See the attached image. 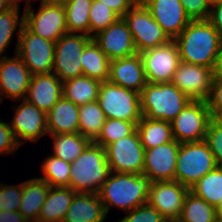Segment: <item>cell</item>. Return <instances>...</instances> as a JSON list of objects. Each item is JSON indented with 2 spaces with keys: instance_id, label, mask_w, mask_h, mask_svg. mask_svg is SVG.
Here are the masks:
<instances>
[{
  "instance_id": "cell-1",
  "label": "cell",
  "mask_w": 222,
  "mask_h": 222,
  "mask_svg": "<svg viewBox=\"0 0 222 222\" xmlns=\"http://www.w3.org/2000/svg\"><path fill=\"white\" fill-rule=\"evenodd\" d=\"M180 61L219 71L222 58V35L208 20L190 21L174 40Z\"/></svg>"
},
{
  "instance_id": "cell-2",
  "label": "cell",
  "mask_w": 222,
  "mask_h": 222,
  "mask_svg": "<svg viewBox=\"0 0 222 222\" xmlns=\"http://www.w3.org/2000/svg\"><path fill=\"white\" fill-rule=\"evenodd\" d=\"M111 172L97 193L104 204L106 214L111 206L131 211L146 204L151 181L144 174Z\"/></svg>"
},
{
  "instance_id": "cell-3",
  "label": "cell",
  "mask_w": 222,
  "mask_h": 222,
  "mask_svg": "<svg viewBox=\"0 0 222 222\" xmlns=\"http://www.w3.org/2000/svg\"><path fill=\"white\" fill-rule=\"evenodd\" d=\"M70 172L69 188L76 193H98L111 174L105 148L91 142L71 163Z\"/></svg>"
},
{
  "instance_id": "cell-4",
  "label": "cell",
  "mask_w": 222,
  "mask_h": 222,
  "mask_svg": "<svg viewBox=\"0 0 222 222\" xmlns=\"http://www.w3.org/2000/svg\"><path fill=\"white\" fill-rule=\"evenodd\" d=\"M176 85L147 83L140 92V109L145 118L171 122L190 102Z\"/></svg>"
},
{
  "instance_id": "cell-5",
  "label": "cell",
  "mask_w": 222,
  "mask_h": 222,
  "mask_svg": "<svg viewBox=\"0 0 222 222\" xmlns=\"http://www.w3.org/2000/svg\"><path fill=\"white\" fill-rule=\"evenodd\" d=\"M216 167L214 156L204 140L183 142L178 151L174 180L190 189Z\"/></svg>"
},
{
  "instance_id": "cell-6",
  "label": "cell",
  "mask_w": 222,
  "mask_h": 222,
  "mask_svg": "<svg viewBox=\"0 0 222 222\" xmlns=\"http://www.w3.org/2000/svg\"><path fill=\"white\" fill-rule=\"evenodd\" d=\"M106 119L135 122L141 120L140 93L109 81L100 84L97 99Z\"/></svg>"
},
{
  "instance_id": "cell-7",
  "label": "cell",
  "mask_w": 222,
  "mask_h": 222,
  "mask_svg": "<svg viewBox=\"0 0 222 222\" xmlns=\"http://www.w3.org/2000/svg\"><path fill=\"white\" fill-rule=\"evenodd\" d=\"M15 53L33 75L53 71L55 42L35 35L24 25L18 30Z\"/></svg>"
},
{
  "instance_id": "cell-8",
  "label": "cell",
  "mask_w": 222,
  "mask_h": 222,
  "mask_svg": "<svg viewBox=\"0 0 222 222\" xmlns=\"http://www.w3.org/2000/svg\"><path fill=\"white\" fill-rule=\"evenodd\" d=\"M123 19L131 31L138 53L171 41L142 2H136Z\"/></svg>"
},
{
  "instance_id": "cell-9",
  "label": "cell",
  "mask_w": 222,
  "mask_h": 222,
  "mask_svg": "<svg viewBox=\"0 0 222 222\" xmlns=\"http://www.w3.org/2000/svg\"><path fill=\"white\" fill-rule=\"evenodd\" d=\"M92 38L85 34L67 33L55 42L53 73L64 82L83 75L80 57Z\"/></svg>"
},
{
  "instance_id": "cell-10",
  "label": "cell",
  "mask_w": 222,
  "mask_h": 222,
  "mask_svg": "<svg viewBox=\"0 0 222 222\" xmlns=\"http://www.w3.org/2000/svg\"><path fill=\"white\" fill-rule=\"evenodd\" d=\"M211 119L206 101L191 100L171 121L173 138L180 143L203 141Z\"/></svg>"
},
{
  "instance_id": "cell-11",
  "label": "cell",
  "mask_w": 222,
  "mask_h": 222,
  "mask_svg": "<svg viewBox=\"0 0 222 222\" xmlns=\"http://www.w3.org/2000/svg\"><path fill=\"white\" fill-rule=\"evenodd\" d=\"M105 150L111 172L143 174L145 149L137 130L107 145Z\"/></svg>"
},
{
  "instance_id": "cell-12",
  "label": "cell",
  "mask_w": 222,
  "mask_h": 222,
  "mask_svg": "<svg viewBox=\"0 0 222 222\" xmlns=\"http://www.w3.org/2000/svg\"><path fill=\"white\" fill-rule=\"evenodd\" d=\"M24 26L46 40L56 42L68 33L64 6L48 4L41 0L37 14L31 9L23 13Z\"/></svg>"
},
{
  "instance_id": "cell-13",
  "label": "cell",
  "mask_w": 222,
  "mask_h": 222,
  "mask_svg": "<svg viewBox=\"0 0 222 222\" xmlns=\"http://www.w3.org/2000/svg\"><path fill=\"white\" fill-rule=\"evenodd\" d=\"M148 83H169L172 81L180 55L174 40L140 53Z\"/></svg>"
},
{
  "instance_id": "cell-14",
  "label": "cell",
  "mask_w": 222,
  "mask_h": 222,
  "mask_svg": "<svg viewBox=\"0 0 222 222\" xmlns=\"http://www.w3.org/2000/svg\"><path fill=\"white\" fill-rule=\"evenodd\" d=\"M189 188L177 181L151 182L147 203L167 220H178Z\"/></svg>"
},
{
  "instance_id": "cell-15",
  "label": "cell",
  "mask_w": 222,
  "mask_h": 222,
  "mask_svg": "<svg viewBox=\"0 0 222 222\" xmlns=\"http://www.w3.org/2000/svg\"><path fill=\"white\" fill-rule=\"evenodd\" d=\"M214 74L209 67L180 61L171 82L191 100L206 101Z\"/></svg>"
},
{
  "instance_id": "cell-16",
  "label": "cell",
  "mask_w": 222,
  "mask_h": 222,
  "mask_svg": "<svg viewBox=\"0 0 222 222\" xmlns=\"http://www.w3.org/2000/svg\"><path fill=\"white\" fill-rule=\"evenodd\" d=\"M92 39L110 61L138 54L131 31L123 17L98 32Z\"/></svg>"
},
{
  "instance_id": "cell-17",
  "label": "cell",
  "mask_w": 222,
  "mask_h": 222,
  "mask_svg": "<svg viewBox=\"0 0 222 222\" xmlns=\"http://www.w3.org/2000/svg\"><path fill=\"white\" fill-rule=\"evenodd\" d=\"M180 142L175 139L145 150L143 174L151 182L174 181Z\"/></svg>"
},
{
  "instance_id": "cell-18",
  "label": "cell",
  "mask_w": 222,
  "mask_h": 222,
  "mask_svg": "<svg viewBox=\"0 0 222 222\" xmlns=\"http://www.w3.org/2000/svg\"><path fill=\"white\" fill-rule=\"evenodd\" d=\"M15 109V116L10 127L21 146L22 139L35 142L40 136L48 134L47 113L38 109L35 105L23 99L22 103Z\"/></svg>"
},
{
  "instance_id": "cell-19",
  "label": "cell",
  "mask_w": 222,
  "mask_h": 222,
  "mask_svg": "<svg viewBox=\"0 0 222 222\" xmlns=\"http://www.w3.org/2000/svg\"><path fill=\"white\" fill-rule=\"evenodd\" d=\"M32 74L22 59L15 53L14 57H0V103L2 94L15 101L25 99ZM2 93V94H1Z\"/></svg>"
},
{
  "instance_id": "cell-20",
  "label": "cell",
  "mask_w": 222,
  "mask_h": 222,
  "mask_svg": "<svg viewBox=\"0 0 222 222\" xmlns=\"http://www.w3.org/2000/svg\"><path fill=\"white\" fill-rule=\"evenodd\" d=\"M142 3L170 40H175L191 21L180 0H143Z\"/></svg>"
},
{
  "instance_id": "cell-21",
  "label": "cell",
  "mask_w": 222,
  "mask_h": 222,
  "mask_svg": "<svg viewBox=\"0 0 222 222\" xmlns=\"http://www.w3.org/2000/svg\"><path fill=\"white\" fill-rule=\"evenodd\" d=\"M108 81L140 93L148 83L140 53L110 61Z\"/></svg>"
},
{
  "instance_id": "cell-22",
  "label": "cell",
  "mask_w": 222,
  "mask_h": 222,
  "mask_svg": "<svg viewBox=\"0 0 222 222\" xmlns=\"http://www.w3.org/2000/svg\"><path fill=\"white\" fill-rule=\"evenodd\" d=\"M63 82L53 72L33 75L25 100L48 113L63 97Z\"/></svg>"
},
{
  "instance_id": "cell-23",
  "label": "cell",
  "mask_w": 222,
  "mask_h": 222,
  "mask_svg": "<svg viewBox=\"0 0 222 222\" xmlns=\"http://www.w3.org/2000/svg\"><path fill=\"white\" fill-rule=\"evenodd\" d=\"M104 204L97 193H77L63 222H104Z\"/></svg>"
},
{
  "instance_id": "cell-24",
  "label": "cell",
  "mask_w": 222,
  "mask_h": 222,
  "mask_svg": "<svg viewBox=\"0 0 222 222\" xmlns=\"http://www.w3.org/2000/svg\"><path fill=\"white\" fill-rule=\"evenodd\" d=\"M50 135L79 133V106L62 97L47 113Z\"/></svg>"
},
{
  "instance_id": "cell-25",
  "label": "cell",
  "mask_w": 222,
  "mask_h": 222,
  "mask_svg": "<svg viewBox=\"0 0 222 222\" xmlns=\"http://www.w3.org/2000/svg\"><path fill=\"white\" fill-rule=\"evenodd\" d=\"M76 194L69 187H50L41 208L38 222H63Z\"/></svg>"
},
{
  "instance_id": "cell-26",
  "label": "cell",
  "mask_w": 222,
  "mask_h": 222,
  "mask_svg": "<svg viewBox=\"0 0 222 222\" xmlns=\"http://www.w3.org/2000/svg\"><path fill=\"white\" fill-rule=\"evenodd\" d=\"M50 185L40 179L34 178L23 182V194L19 212L29 221L38 222V217L46 200Z\"/></svg>"
},
{
  "instance_id": "cell-27",
  "label": "cell",
  "mask_w": 222,
  "mask_h": 222,
  "mask_svg": "<svg viewBox=\"0 0 222 222\" xmlns=\"http://www.w3.org/2000/svg\"><path fill=\"white\" fill-rule=\"evenodd\" d=\"M137 132L144 149H152L174 140L171 122L141 117Z\"/></svg>"
},
{
  "instance_id": "cell-28",
  "label": "cell",
  "mask_w": 222,
  "mask_h": 222,
  "mask_svg": "<svg viewBox=\"0 0 222 222\" xmlns=\"http://www.w3.org/2000/svg\"><path fill=\"white\" fill-rule=\"evenodd\" d=\"M101 81L82 75L63 82V97L80 106L96 101Z\"/></svg>"
},
{
  "instance_id": "cell-29",
  "label": "cell",
  "mask_w": 222,
  "mask_h": 222,
  "mask_svg": "<svg viewBox=\"0 0 222 222\" xmlns=\"http://www.w3.org/2000/svg\"><path fill=\"white\" fill-rule=\"evenodd\" d=\"M83 75L97 79L101 82L108 81L110 59L92 39L84 48L80 57Z\"/></svg>"
},
{
  "instance_id": "cell-30",
  "label": "cell",
  "mask_w": 222,
  "mask_h": 222,
  "mask_svg": "<svg viewBox=\"0 0 222 222\" xmlns=\"http://www.w3.org/2000/svg\"><path fill=\"white\" fill-rule=\"evenodd\" d=\"M53 155L67 162H74L92 142L80 133L52 135Z\"/></svg>"
},
{
  "instance_id": "cell-31",
  "label": "cell",
  "mask_w": 222,
  "mask_h": 222,
  "mask_svg": "<svg viewBox=\"0 0 222 222\" xmlns=\"http://www.w3.org/2000/svg\"><path fill=\"white\" fill-rule=\"evenodd\" d=\"M216 207L188 192L178 222H216Z\"/></svg>"
},
{
  "instance_id": "cell-32",
  "label": "cell",
  "mask_w": 222,
  "mask_h": 222,
  "mask_svg": "<svg viewBox=\"0 0 222 222\" xmlns=\"http://www.w3.org/2000/svg\"><path fill=\"white\" fill-rule=\"evenodd\" d=\"M105 120L97 100L79 106V133L92 142L99 136Z\"/></svg>"
},
{
  "instance_id": "cell-33",
  "label": "cell",
  "mask_w": 222,
  "mask_h": 222,
  "mask_svg": "<svg viewBox=\"0 0 222 222\" xmlns=\"http://www.w3.org/2000/svg\"><path fill=\"white\" fill-rule=\"evenodd\" d=\"M195 196L215 207L222 200V167H216L199 179L191 188Z\"/></svg>"
},
{
  "instance_id": "cell-34",
  "label": "cell",
  "mask_w": 222,
  "mask_h": 222,
  "mask_svg": "<svg viewBox=\"0 0 222 222\" xmlns=\"http://www.w3.org/2000/svg\"><path fill=\"white\" fill-rule=\"evenodd\" d=\"M93 0H72L64 6L68 33L89 36V12Z\"/></svg>"
},
{
  "instance_id": "cell-35",
  "label": "cell",
  "mask_w": 222,
  "mask_h": 222,
  "mask_svg": "<svg viewBox=\"0 0 222 222\" xmlns=\"http://www.w3.org/2000/svg\"><path fill=\"white\" fill-rule=\"evenodd\" d=\"M43 177L50 187H69L71 163L51 155L44 161L42 168Z\"/></svg>"
},
{
  "instance_id": "cell-36",
  "label": "cell",
  "mask_w": 222,
  "mask_h": 222,
  "mask_svg": "<svg viewBox=\"0 0 222 222\" xmlns=\"http://www.w3.org/2000/svg\"><path fill=\"white\" fill-rule=\"evenodd\" d=\"M136 130L135 122L106 119L99 136L93 142L105 148L122 137L132 135Z\"/></svg>"
},
{
  "instance_id": "cell-37",
  "label": "cell",
  "mask_w": 222,
  "mask_h": 222,
  "mask_svg": "<svg viewBox=\"0 0 222 222\" xmlns=\"http://www.w3.org/2000/svg\"><path fill=\"white\" fill-rule=\"evenodd\" d=\"M120 16L98 0H93L89 12V36L92 38L98 32L105 30L116 22Z\"/></svg>"
},
{
  "instance_id": "cell-38",
  "label": "cell",
  "mask_w": 222,
  "mask_h": 222,
  "mask_svg": "<svg viewBox=\"0 0 222 222\" xmlns=\"http://www.w3.org/2000/svg\"><path fill=\"white\" fill-rule=\"evenodd\" d=\"M19 19V9L17 8H10L0 13V55L4 53L7 46H9L17 26L19 25V29L23 26V15L21 19Z\"/></svg>"
},
{
  "instance_id": "cell-39",
  "label": "cell",
  "mask_w": 222,
  "mask_h": 222,
  "mask_svg": "<svg viewBox=\"0 0 222 222\" xmlns=\"http://www.w3.org/2000/svg\"><path fill=\"white\" fill-rule=\"evenodd\" d=\"M204 141L212 152L216 165L222 167V120L212 117Z\"/></svg>"
},
{
  "instance_id": "cell-40",
  "label": "cell",
  "mask_w": 222,
  "mask_h": 222,
  "mask_svg": "<svg viewBox=\"0 0 222 222\" xmlns=\"http://www.w3.org/2000/svg\"><path fill=\"white\" fill-rule=\"evenodd\" d=\"M23 183L17 186L0 184V211H19Z\"/></svg>"
},
{
  "instance_id": "cell-41",
  "label": "cell",
  "mask_w": 222,
  "mask_h": 222,
  "mask_svg": "<svg viewBox=\"0 0 222 222\" xmlns=\"http://www.w3.org/2000/svg\"><path fill=\"white\" fill-rule=\"evenodd\" d=\"M119 222H166L167 220L155 208L148 203L140 205L131 211H128Z\"/></svg>"
},
{
  "instance_id": "cell-42",
  "label": "cell",
  "mask_w": 222,
  "mask_h": 222,
  "mask_svg": "<svg viewBox=\"0 0 222 222\" xmlns=\"http://www.w3.org/2000/svg\"><path fill=\"white\" fill-rule=\"evenodd\" d=\"M206 103L212 117H220L222 115V72L220 71L213 76Z\"/></svg>"
},
{
  "instance_id": "cell-43",
  "label": "cell",
  "mask_w": 222,
  "mask_h": 222,
  "mask_svg": "<svg viewBox=\"0 0 222 222\" xmlns=\"http://www.w3.org/2000/svg\"><path fill=\"white\" fill-rule=\"evenodd\" d=\"M191 21L207 20L210 6L207 0H180Z\"/></svg>"
},
{
  "instance_id": "cell-44",
  "label": "cell",
  "mask_w": 222,
  "mask_h": 222,
  "mask_svg": "<svg viewBox=\"0 0 222 222\" xmlns=\"http://www.w3.org/2000/svg\"><path fill=\"white\" fill-rule=\"evenodd\" d=\"M19 146L10 123L0 121V154L14 153Z\"/></svg>"
},
{
  "instance_id": "cell-45",
  "label": "cell",
  "mask_w": 222,
  "mask_h": 222,
  "mask_svg": "<svg viewBox=\"0 0 222 222\" xmlns=\"http://www.w3.org/2000/svg\"><path fill=\"white\" fill-rule=\"evenodd\" d=\"M123 17L137 2L136 0H98Z\"/></svg>"
},
{
  "instance_id": "cell-46",
  "label": "cell",
  "mask_w": 222,
  "mask_h": 222,
  "mask_svg": "<svg viewBox=\"0 0 222 222\" xmlns=\"http://www.w3.org/2000/svg\"><path fill=\"white\" fill-rule=\"evenodd\" d=\"M207 20L222 35V3L210 7Z\"/></svg>"
},
{
  "instance_id": "cell-47",
  "label": "cell",
  "mask_w": 222,
  "mask_h": 222,
  "mask_svg": "<svg viewBox=\"0 0 222 222\" xmlns=\"http://www.w3.org/2000/svg\"><path fill=\"white\" fill-rule=\"evenodd\" d=\"M0 222H29L19 211H0Z\"/></svg>"
},
{
  "instance_id": "cell-48",
  "label": "cell",
  "mask_w": 222,
  "mask_h": 222,
  "mask_svg": "<svg viewBox=\"0 0 222 222\" xmlns=\"http://www.w3.org/2000/svg\"><path fill=\"white\" fill-rule=\"evenodd\" d=\"M20 1H21V0H7L9 6H10L11 8H17V9H19V2H20ZM30 1H32V0H28V1H27L24 11H26V10H28V9H31V4H29ZM28 2H29V3H28Z\"/></svg>"
},
{
  "instance_id": "cell-49",
  "label": "cell",
  "mask_w": 222,
  "mask_h": 222,
  "mask_svg": "<svg viewBox=\"0 0 222 222\" xmlns=\"http://www.w3.org/2000/svg\"><path fill=\"white\" fill-rule=\"evenodd\" d=\"M43 1H45L48 4H52V5L66 6L72 0H43Z\"/></svg>"
},
{
  "instance_id": "cell-50",
  "label": "cell",
  "mask_w": 222,
  "mask_h": 222,
  "mask_svg": "<svg viewBox=\"0 0 222 222\" xmlns=\"http://www.w3.org/2000/svg\"><path fill=\"white\" fill-rule=\"evenodd\" d=\"M10 8L11 7L9 6L7 0H0V13H3Z\"/></svg>"
},
{
  "instance_id": "cell-51",
  "label": "cell",
  "mask_w": 222,
  "mask_h": 222,
  "mask_svg": "<svg viewBox=\"0 0 222 222\" xmlns=\"http://www.w3.org/2000/svg\"><path fill=\"white\" fill-rule=\"evenodd\" d=\"M217 210V215L219 218H222V200L221 202L218 204V206L216 207Z\"/></svg>"
},
{
  "instance_id": "cell-52",
  "label": "cell",
  "mask_w": 222,
  "mask_h": 222,
  "mask_svg": "<svg viewBox=\"0 0 222 222\" xmlns=\"http://www.w3.org/2000/svg\"><path fill=\"white\" fill-rule=\"evenodd\" d=\"M210 7L222 3V0H207Z\"/></svg>"
},
{
  "instance_id": "cell-53",
  "label": "cell",
  "mask_w": 222,
  "mask_h": 222,
  "mask_svg": "<svg viewBox=\"0 0 222 222\" xmlns=\"http://www.w3.org/2000/svg\"><path fill=\"white\" fill-rule=\"evenodd\" d=\"M219 71L222 72V58H221V64H220Z\"/></svg>"
},
{
  "instance_id": "cell-54",
  "label": "cell",
  "mask_w": 222,
  "mask_h": 222,
  "mask_svg": "<svg viewBox=\"0 0 222 222\" xmlns=\"http://www.w3.org/2000/svg\"><path fill=\"white\" fill-rule=\"evenodd\" d=\"M216 222H222V218H217Z\"/></svg>"
},
{
  "instance_id": "cell-55",
  "label": "cell",
  "mask_w": 222,
  "mask_h": 222,
  "mask_svg": "<svg viewBox=\"0 0 222 222\" xmlns=\"http://www.w3.org/2000/svg\"><path fill=\"white\" fill-rule=\"evenodd\" d=\"M166 222H178L177 220H170V221H166Z\"/></svg>"
}]
</instances>
